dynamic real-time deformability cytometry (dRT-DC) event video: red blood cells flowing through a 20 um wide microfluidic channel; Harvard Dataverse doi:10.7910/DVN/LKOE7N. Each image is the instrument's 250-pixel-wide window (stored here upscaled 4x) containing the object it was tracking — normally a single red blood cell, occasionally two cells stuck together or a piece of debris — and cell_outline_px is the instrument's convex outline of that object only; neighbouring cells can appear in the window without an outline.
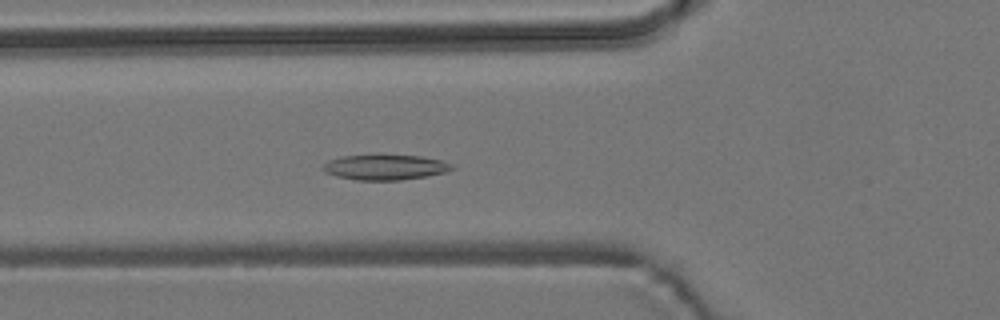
{"species": "common noctule bat (a hibernating species)", "species_latin": "Nyctalus noctula", "temperature_condition": "room temperature", "stored_images_in_passage": 55, "camera_frame_rate_fps": 3000, "um_per_image_px": 0.085, "animal": {"sex": "male", "body_mass_g": 19.2, "forearm_length_mm": 51.8}, "frame": {"image": 1, "passage_image": 20, "time_ms": 6.333, "image_size_px": [1000, 320], "cell_outline_px": [[456, 168], [448, 172], [428, 176], [400, 180], [356, 180], [336, 176], [324, 172], [320, 168], [328, 160], [340, 156], [420, 156], [440, 160], [452, 164]], "centroid_in_image_um": [32.74, 14.23], "position_along_channel_um": 93.1, "area_um2": 18.9}}
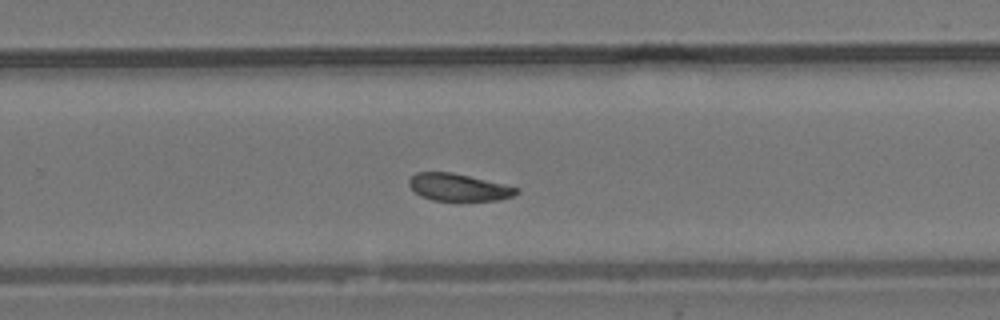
{"frame": {"image": 2, "passage_image": 36, "time_ms": 11.667, "image_size_px": [1000, 320], "cell_outline_px": [[520, 192], [512, 196], [500, 200], [432, 200], [420, 196], [408, 184], [408, 180], [416, 172], [452, 172], [504, 184], [520, 188]], "centroid_in_image_um": [38.98, 15.91], "position_along_channel_um": 290.8, "area_um2": 16.99}}
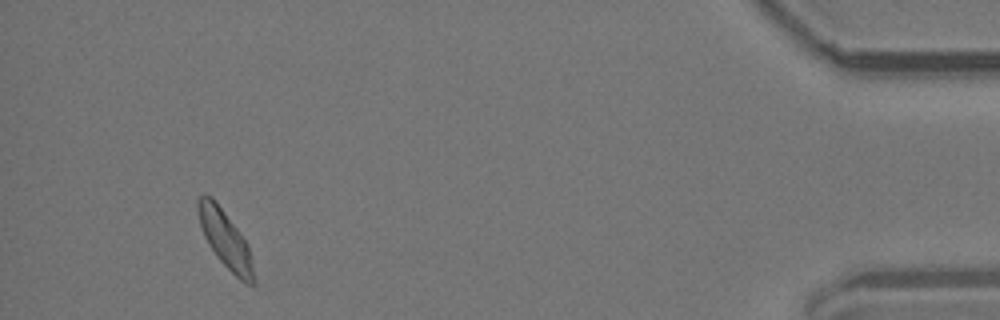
{"frame": {"image": 3, "passage_image": 52, "time_ms": 17.0, "image_size_px": [1000, 320], "cell_outline_px": [[256, 284], [244, 284], [216, 256], [208, 244], [204, 236], [200, 224], [196, 208], [196, 200], [204, 192], [212, 196], [216, 200], [248, 244], [256, 280]], "centroid_in_image_um": [19.13, 20.31], "position_along_channel_um": 416.1, "area_um2": 18.79}, "authors_computed_cell_mechanics": {"area_um2": 18.496, "velocity_mm_per_s": 3.7129, "shape_relaxation_time_tau1_ms": 5.9898, "shape_relaxation_time_tau2_ms": 5.2013, "deformation_change_tau1": 0.1269, "deformation_change_tau2": 0.1025}}